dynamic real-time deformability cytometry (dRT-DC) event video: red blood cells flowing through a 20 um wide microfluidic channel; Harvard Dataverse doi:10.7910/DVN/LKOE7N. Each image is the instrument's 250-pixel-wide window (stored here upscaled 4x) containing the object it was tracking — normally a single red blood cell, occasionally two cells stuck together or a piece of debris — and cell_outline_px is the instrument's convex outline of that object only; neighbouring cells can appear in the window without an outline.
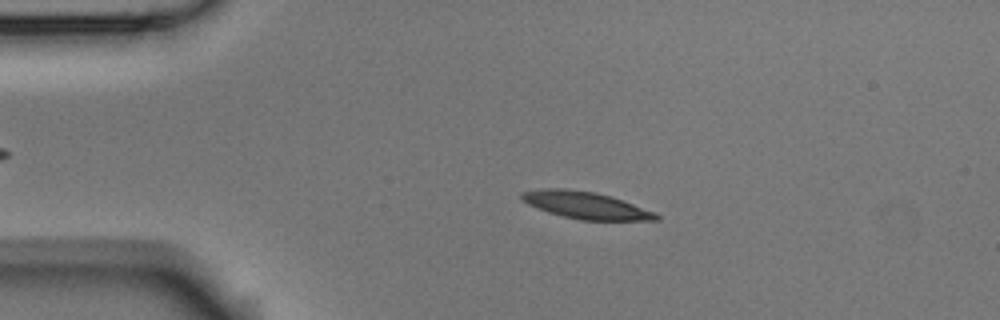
{"species": "Egyptian fruit bat (a non-hibernating species)", "species_latin": "Rousettus aegyptiacus", "temperature_condition": "room temperature", "stored_images_in_passage": 52, "camera_frame_rate_fps": 3000, "um_per_image_px": 0.085, "animal": {"sex": "male"}, "frame": {"image": 1, "passage_image": 10, "time_ms": 3.0, "image_size_px": [1000, 320], "cell_outline_px": [[660, 220], [580, 220], [548, 212], [528, 204], [520, 196], [520, 192], [544, 188], [564, 188], [596, 192], [656, 212], [660, 216]], "centroid_in_image_um": [49.78, 17.44], "position_along_channel_um": 35.2, "area_um2": 20.92}}
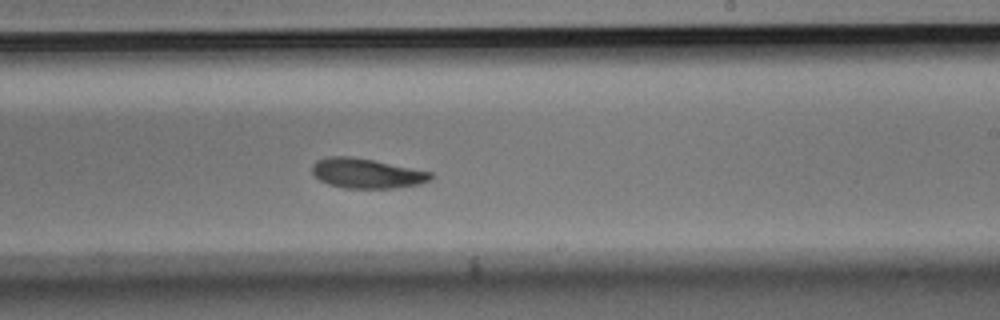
{"frame": {"image": 2, "passage_image": 31, "time_ms": 10.0, "image_size_px": [1000, 320], "cell_outline_px": [[432, 180], [420, 184], [392, 188], [344, 188], [328, 184], [320, 180], [312, 172], [312, 164], [316, 160], [328, 156], [348, 156], [372, 160], [432, 172]], "centroid_in_image_um": [31.15, 14.73], "position_along_channel_um": 257.8, "area_um2": 20.52}}
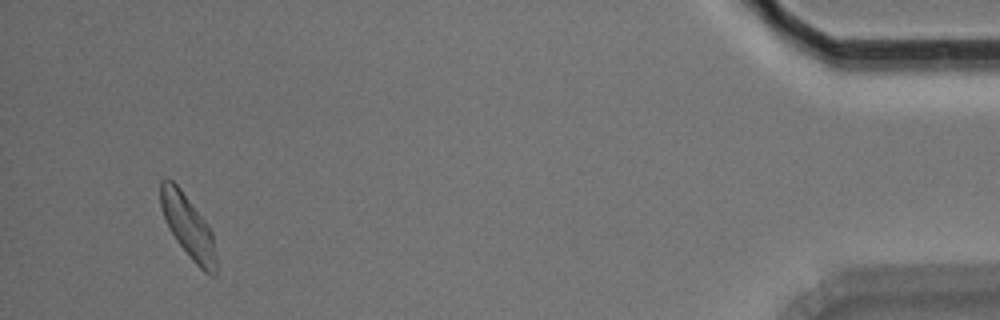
{"frame": {"image": 3, "passage_image": 50, "time_ms": 16.333, "image_size_px": [1000, 320], "cell_outline_px": [[216, 272], [212, 276], [204, 272], [192, 260], [176, 240], [164, 216], [160, 204], [160, 180], [172, 180], [180, 188], [204, 220], [212, 232], [216, 256]], "centroid_in_image_um": [15.99, 19.27], "position_along_channel_um": 419.2, "area_um2": 19.83}, "authors_computed_cell_mechanics": {"area_um2": 20.8658, "velocity_mm_per_s": 3.7229, "shape_relaxation_time_tau1_ms": 3.1227, "shape_relaxation_time_tau2_ms": 6.9171, "deformation_change_tau1": 0.1116, "deformation_change_tau2": 0.1484}}